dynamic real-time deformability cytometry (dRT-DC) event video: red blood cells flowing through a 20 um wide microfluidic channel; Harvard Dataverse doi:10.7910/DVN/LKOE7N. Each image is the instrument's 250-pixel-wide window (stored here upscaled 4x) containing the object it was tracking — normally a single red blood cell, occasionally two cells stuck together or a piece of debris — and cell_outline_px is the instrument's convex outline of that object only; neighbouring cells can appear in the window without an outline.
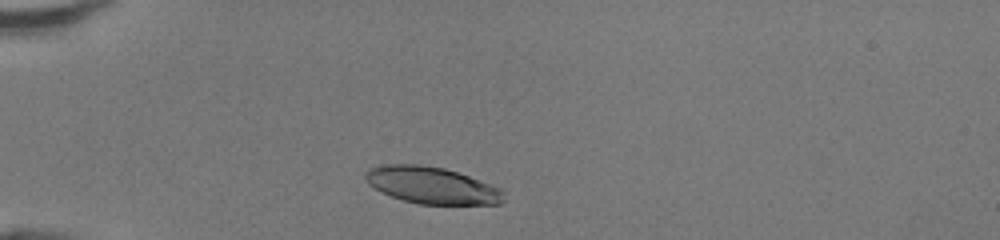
{"species": "human", "species_latin": "Homo sapiens", "temperature_condition": "room temperature", "stored_images_in_passage": 33, "camera_frame_rate_fps": 3000, "um_per_image_px": 0.085, "donor": {"sex": "female"}, "frame": {"image": 1, "passage_image": 4, "time_ms": 1.0, "image_size_px": [1000, 240], "cell_outline_px": [[504, 204], [420, 204], [404, 200], [380, 192], [368, 184], [364, 176], [364, 172], [368, 168], [384, 164], [420, 164], [444, 168], [468, 176], [500, 188], [504, 192]], "centroid_in_image_um": [36.67, 15.75], "position_along_channel_um": 48.3, "area_um2": 29.71}}
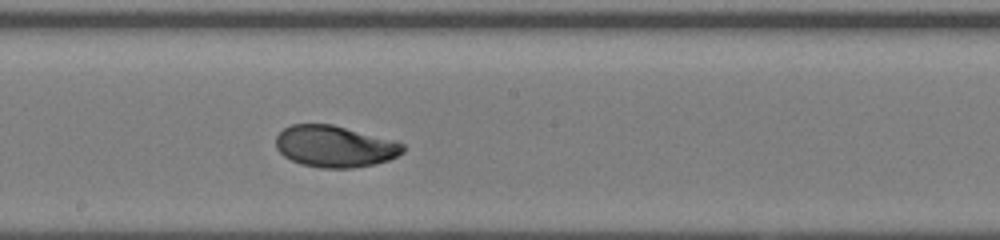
{"frame": {"image": 2, "passage_image": 18, "time_ms": 5.667, "image_size_px": [1000, 240], "cell_outline_px": [[404, 152], [388, 160], [376, 164], [352, 168], [320, 168], [300, 164], [284, 156], [276, 148], [276, 136], [284, 128], [292, 124], [332, 124], [396, 140], [404, 144]], "centroid_in_image_um": [28.47, 12.44], "position_along_channel_um": 219.7, "area_um2": 30.98}}
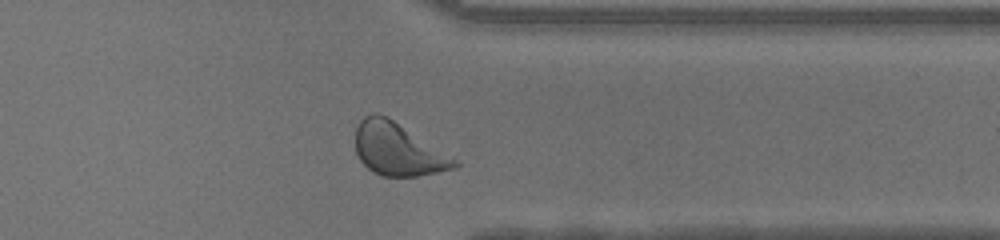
{"frame": {"image": 3, "passage_image": 29, "time_ms": 9.333, "image_size_px": [1000, 240], "cell_outline_px": [[460, 164], [456, 168], [416, 176], [380, 176], [372, 172], [360, 160], [356, 152], [356, 128], [360, 120], [364, 116], [372, 112], [376, 112], [388, 116], [452, 156]], "centroid_in_image_um": [33.8, 12.67], "position_along_channel_um": 377.6, "area_um2": 30.4}, "authors_computed_cell_mechanics": {"area_um2": 30.923, "velocity_mm_per_s": 4.3215, "shape_relaxation_time_tau1_ms": 2.4743, "shape_relaxation_time_tau2_ms": 1.6563, "deformation_change_tau1": 0.1641, "deformation_change_tau2": 0.057}}